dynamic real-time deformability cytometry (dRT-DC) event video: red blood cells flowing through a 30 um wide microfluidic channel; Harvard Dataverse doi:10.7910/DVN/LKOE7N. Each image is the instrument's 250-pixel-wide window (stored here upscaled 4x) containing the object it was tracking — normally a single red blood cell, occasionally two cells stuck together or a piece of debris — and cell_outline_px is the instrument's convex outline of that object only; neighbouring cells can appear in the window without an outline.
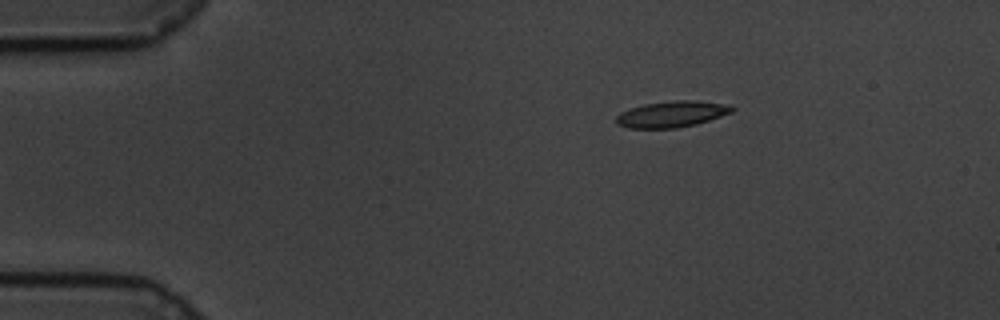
{"species": "common noctule bat (a hibernating species)", "species_latin": "Nyctalus noctula", "temperature_condition": "cold", "stored_images_in_passage": 50, "camera_frame_rate_fps": 3000, "um_per_image_px": 0.085, "animal": {"sex": "male", "body_mass_g": 19.5, "forearm_length_mm": 54.6}, "frame": {"image": 1, "passage_image": 1, "time_ms": 0.0, "image_size_px": [1000, 320], "cell_outline_px": [[736, 108], [732, 112], [696, 124], [676, 128], [628, 128], [616, 124], [616, 116], [620, 112], [644, 104], [672, 100], [696, 100], [732, 104]], "centroid_in_image_um": [57.13, 9.69], "position_along_channel_um": 27.9, "area_um2": 17.8}}
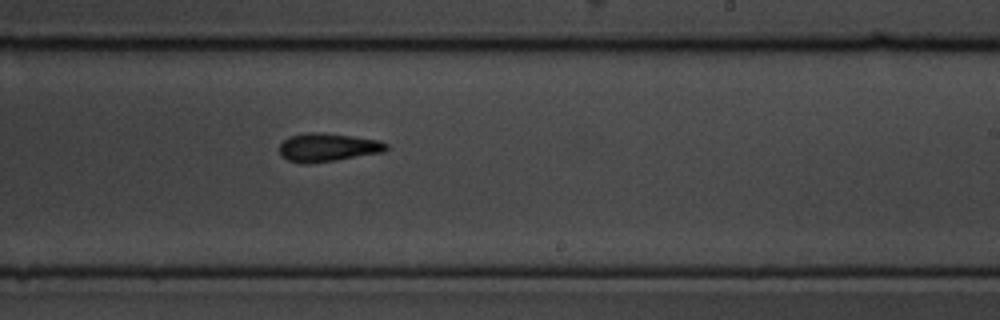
{"frame": {"image": 2, "passage_image": 27, "time_ms": 8.667, "image_size_px": [1000, 320], "cell_outline_px": [[388, 148], [384, 152], [336, 160], [308, 164], [304, 164], [288, 160], [280, 152], [280, 144], [288, 136], [308, 132], [320, 132], [352, 136], [380, 140], [388, 144]], "centroid_in_image_um": [27.88, 12.52], "position_along_channel_um": 261.1, "area_um2": 17.69}}
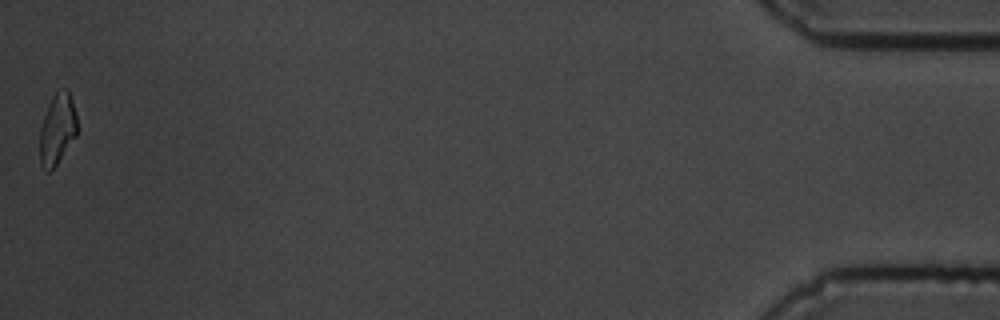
{"frame": {"image": 3, "passage_image": 50, "time_ms": 16.333, "image_size_px": [1000, 320], "cell_outline_px": [[76, 136], [56, 164], [48, 172], [40, 164], [40, 128], [48, 104], [52, 96], [56, 92], [64, 88], [68, 88], [76, 112]], "centroid_in_image_um": [4.87, 10.93], "position_along_channel_um": 430.3, "area_um2": 15.26}, "authors_computed_cell_mechanics": {"area_um2": 17.1666, "velocity_mm_per_s": 3.4037, "shape_relaxation_time_tau1_ms": 3.1474, "shape_relaxation_time_tau2_ms": 3.7525, "deformation_change_tau1": 0.1609, "deformation_change_tau2": 0.1346}}